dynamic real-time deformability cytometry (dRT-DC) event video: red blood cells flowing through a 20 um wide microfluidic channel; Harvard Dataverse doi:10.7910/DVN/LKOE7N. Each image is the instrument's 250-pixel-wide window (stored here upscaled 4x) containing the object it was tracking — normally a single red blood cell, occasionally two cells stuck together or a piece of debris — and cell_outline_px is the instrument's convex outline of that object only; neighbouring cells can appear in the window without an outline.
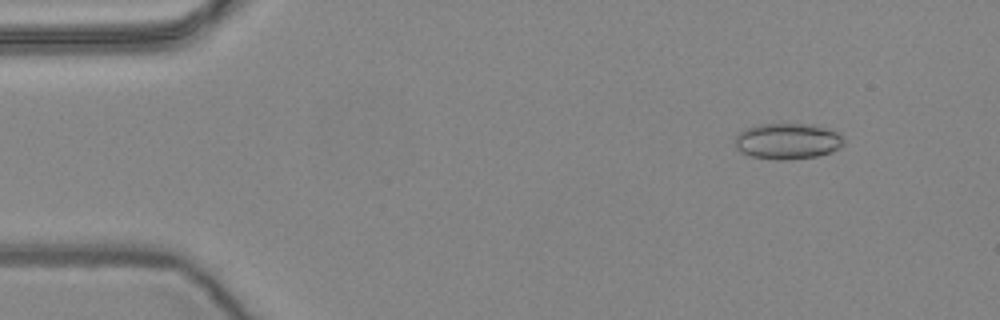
{"species": "common noctule bat (a hibernating species)", "species_latin": "Nyctalus noctula", "temperature_condition": "warm", "stored_images_in_passage": 56, "camera_frame_rate_fps": 3000, "um_per_image_px": 0.085, "animal": {"sex": "female", "body_mass_g": 24.6, "forearm_length_mm": 56.2}, "frame": {"image": 1, "passage_image": 6, "time_ms": 1.667, "image_size_px": [1000, 320], "cell_outline_px": [[844, 144], [840, 148], [816, 156], [788, 160], [776, 160], [752, 156], [740, 152], [736, 148], [736, 136], [744, 128], [760, 124], [812, 124], [840, 132], [844, 136]], "centroid_in_image_um": [66.97, 11.99], "position_along_channel_um": 18.0, "area_um2": 22.95}}
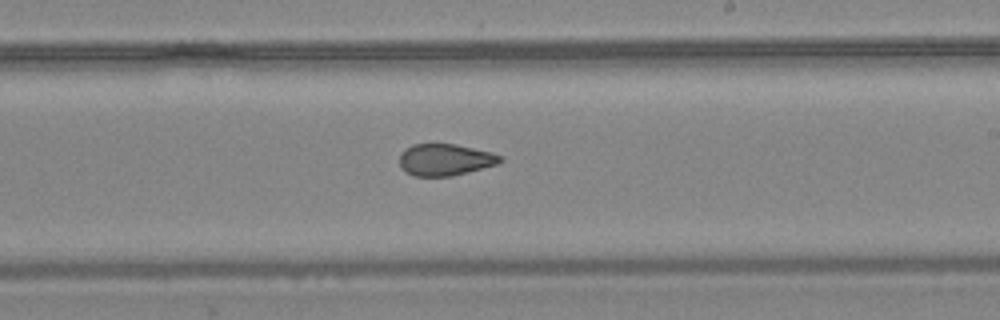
{"frame": {"image": 2, "passage_image": 33, "time_ms": 10.667, "image_size_px": [1000, 320], "cell_outline_px": [[504, 160], [500, 164], [452, 176], [412, 176], [404, 172], [400, 168], [400, 152], [404, 148], [412, 144], [456, 144], [492, 152], [504, 156]], "centroid_in_image_um": [37.85, 13.58], "position_along_channel_um": 251.2, "area_um2": 19.07}}
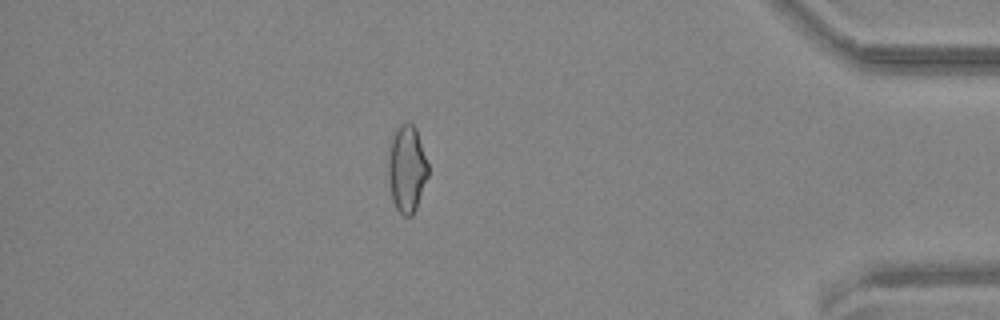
{"frame": {"image": 3, "passage_image": 49, "time_ms": 16.0, "image_size_px": [1000, 320], "cell_outline_px": [[428, 176], [416, 208], [412, 216], [404, 216], [396, 208], [392, 200], [388, 176], [388, 164], [392, 140], [400, 124], [412, 124], [416, 128], [428, 164]], "centroid_in_image_um": [34.59, 14.4], "position_along_channel_um": 400.6, "area_um2": 19.77}, "authors_computed_cell_mechanics": {"area_um2": 20.4612, "velocity_mm_per_s": 3.6207, "shape_relaxation_time_tau1_ms": null, "shape_relaxation_time_tau2_ms": 1.8041, "deformation_change_tau1": null, "deformation_change_tau2": 0.0754}}